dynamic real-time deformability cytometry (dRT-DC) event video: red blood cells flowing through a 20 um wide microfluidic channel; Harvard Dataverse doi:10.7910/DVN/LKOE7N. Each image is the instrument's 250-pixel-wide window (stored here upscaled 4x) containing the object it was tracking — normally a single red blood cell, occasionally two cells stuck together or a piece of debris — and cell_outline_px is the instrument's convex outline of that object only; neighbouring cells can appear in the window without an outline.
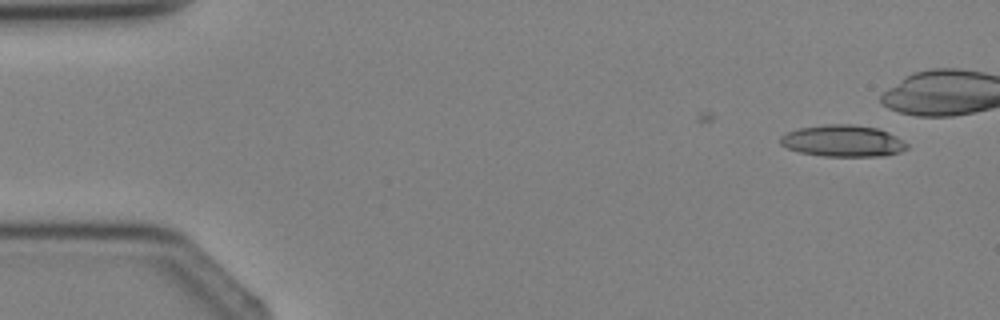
{"species": "Egyptian fruit bat (a non-hibernating species)", "species_latin": "Rousettus aegyptiacus", "temperature_condition": "cold", "stored_images_in_passage": 6, "camera_frame_rate_fps": 3000, "um_per_image_px": 0.085, "animal": {"sex": "female"}, "frame": {"image": 1, "passage_image": 2, "time_ms": 1.333, "image_size_px": [1000, 320], "cell_outline_px": [[908, 148], [900, 152], [884, 156], [824, 156], [800, 152], [788, 148], [780, 144], [780, 136], [788, 132], [800, 128], [828, 124], [852, 124], [880, 128], [896, 136], [908, 144]], "centroid_in_image_um": [71.68, 11.97], "position_along_channel_um": 13.3, "area_um2": 23.35}}
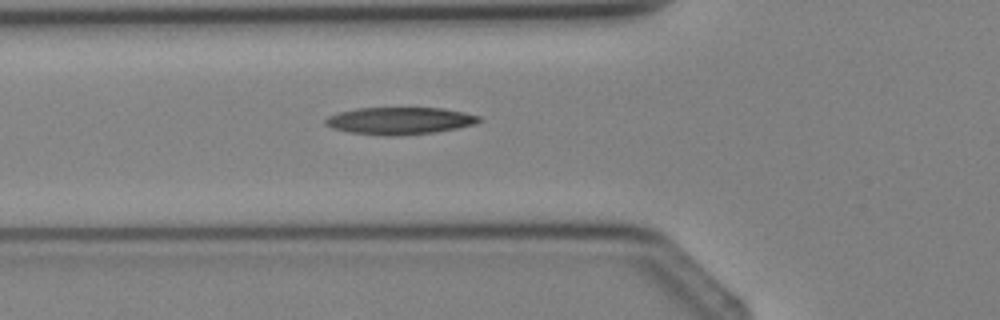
{"frame": {"image": 2, "passage_image": 6, "time_ms": 7.0, "image_size_px": [1000, 320], "cell_outline_px": [[484, 120], [476, 124], [456, 128], [432, 132], [392, 136], [348, 132], [332, 128], [324, 124], [324, 120], [328, 116], [340, 112], [356, 108], [444, 108], [464, 112], [480, 116]], "centroid_in_image_um": [33.99, 10.25], "position_along_channel_um": 91.8, "area_um2": 24.28}}